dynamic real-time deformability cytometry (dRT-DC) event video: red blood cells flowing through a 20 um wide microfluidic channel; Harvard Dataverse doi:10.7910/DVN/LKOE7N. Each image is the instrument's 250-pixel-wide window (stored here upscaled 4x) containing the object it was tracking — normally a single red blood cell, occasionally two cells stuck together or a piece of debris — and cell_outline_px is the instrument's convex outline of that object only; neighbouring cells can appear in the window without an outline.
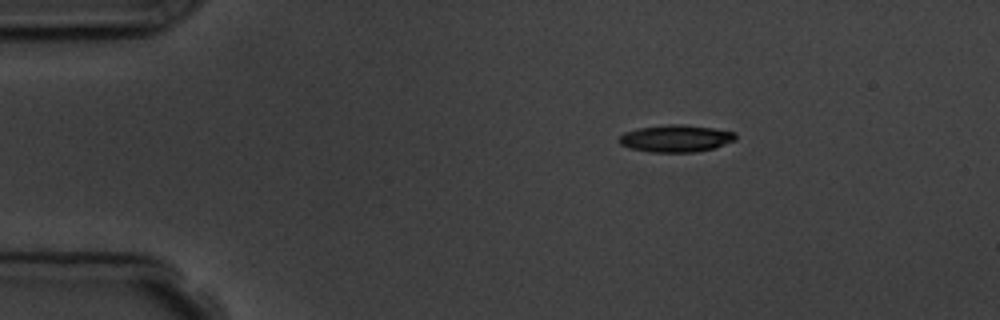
{"species": "common noctule bat (a hibernating species)", "species_latin": "Nyctalus noctula", "temperature_condition": "room temperature", "stored_images_in_passage": 6, "camera_frame_rate_fps": 3000, "um_per_image_px": 0.085, "animal": {"sex": "male", "body_mass_g": 19.5, "forearm_length_mm": 54.6}, "frame": {"image": 1, "passage_image": 6, "time_ms": 5.667, "image_size_px": [1000, 320], "cell_outline_px": [[736, 140], [712, 148], [696, 152], [652, 152], [632, 148], [620, 144], [616, 140], [624, 132], [640, 128], [668, 124], [684, 124], [712, 128], [736, 132]], "centroid_in_image_um": [57.44, 11.76], "position_along_channel_um": 27.6, "area_um2": 18.32}}